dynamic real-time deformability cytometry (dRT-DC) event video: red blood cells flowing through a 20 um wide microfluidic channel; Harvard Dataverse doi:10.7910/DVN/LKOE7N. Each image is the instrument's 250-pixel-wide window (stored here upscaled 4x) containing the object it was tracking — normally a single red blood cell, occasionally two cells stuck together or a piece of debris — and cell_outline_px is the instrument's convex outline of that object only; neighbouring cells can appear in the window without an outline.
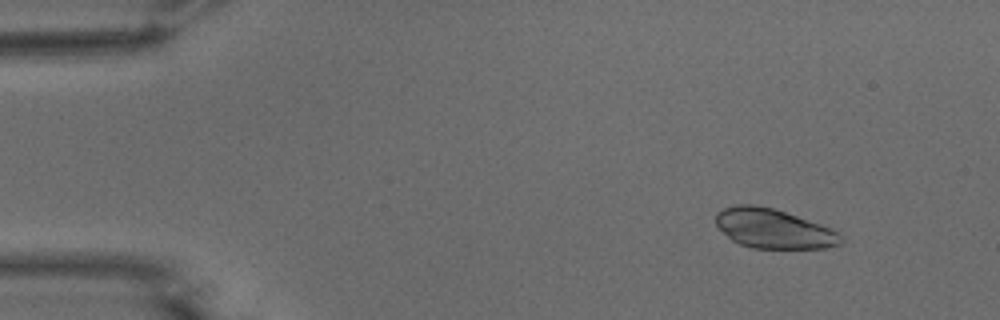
{"species": "common noctule bat (a hibernating species)", "species_latin": "Nyctalus noctula", "temperature_condition": "warm", "stored_images_in_passage": 48, "camera_frame_rate_fps": 3000, "um_per_image_px": 0.085, "animal": {"sex": "male", "body_mass_g": 15.6}, "frame": {"image": 1, "passage_image": 1, "time_ms": 0.0, "image_size_px": [1000, 320], "cell_outline_px": [[844, 240], [840, 244], [824, 248], [752, 248], [740, 244], [732, 240], [716, 224], [716, 212], [724, 208], [736, 204], [756, 204], [772, 208], [832, 228], [840, 232]], "centroid_in_image_um": [65.76, 19.43], "position_along_channel_um": 19.2, "area_um2": 28.67}}